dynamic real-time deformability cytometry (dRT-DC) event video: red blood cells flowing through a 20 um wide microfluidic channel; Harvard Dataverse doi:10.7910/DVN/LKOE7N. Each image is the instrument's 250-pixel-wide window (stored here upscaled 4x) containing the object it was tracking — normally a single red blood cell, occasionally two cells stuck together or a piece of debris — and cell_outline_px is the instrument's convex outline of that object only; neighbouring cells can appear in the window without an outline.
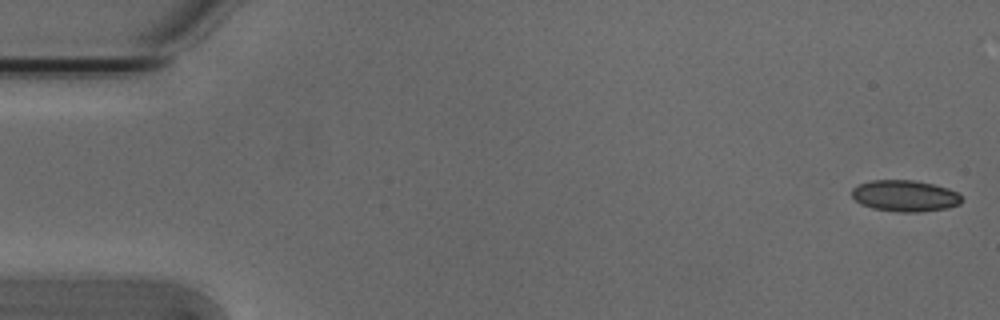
{"species": "Egyptian fruit bat (a non-hibernating species)", "species_latin": "Rousettus aegyptiacus", "temperature_condition": "cold", "stored_images_in_passage": 11, "camera_frame_rate_fps": 3000, "um_per_image_px": 0.085, "animal": {"sex": "male"}, "frame": {"image": 1, "passage_image": 1, "time_ms": 0.0, "image_size_px": [1000, 320], "cell_outline_px": [[964, 200], [960, 204], [948, 208], [920, 212], [900, 212], [872, 208], [860, 204], [852, 196], [852, 188], [860, 184], [872, 180], [916, 180], [948, 188], [956, 192]], "centroid_in_image_um": [76.93, 16.65], "position_along_channel_um": 8.1, "area_um2": 20.11}}